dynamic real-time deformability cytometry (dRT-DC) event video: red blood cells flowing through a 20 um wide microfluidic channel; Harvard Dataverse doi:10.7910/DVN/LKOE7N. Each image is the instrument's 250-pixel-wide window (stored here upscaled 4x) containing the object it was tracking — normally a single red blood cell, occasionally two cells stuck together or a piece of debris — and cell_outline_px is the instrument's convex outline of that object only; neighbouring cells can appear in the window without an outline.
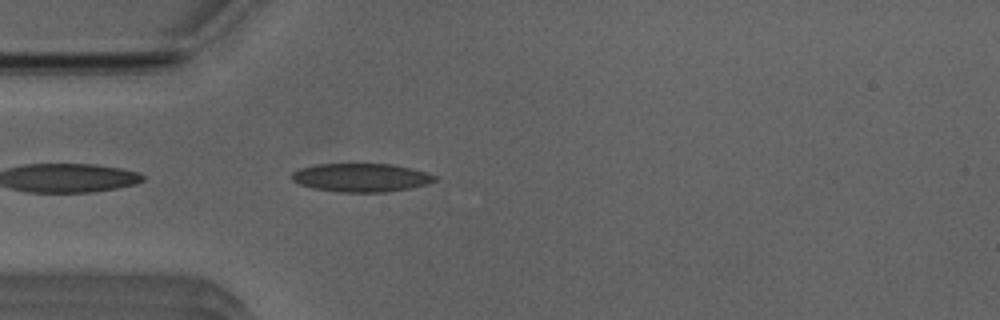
{"species": "Egyptian fruit bat (a non-hibernating species)", "species_latin": "Rousettus aegyptiacus", "temperature_condition": "room temperature", "stored_images_in_passage": 39, "camera_frame_rate_fps": 3000, "um_per_image_px": 0.085, "animal": {"sex": "male"}, "frame": {"image": 1, "passage_image": 2, "time_ms": 0.333, "image_size_px": [1000, 320], "cell_outline_px": [[436, 180], [428, 184], [388, 192], [336, 192], [312, 188], [300, 184], [292, 180], [292, 172], [300, 168], [316, 164], [392, 164], [424, 172], [436, 176]], "centroid_in_image_um": [30.66, 15.1], "position_along_channel_um": 54.3, "area_um2": 23.58}}
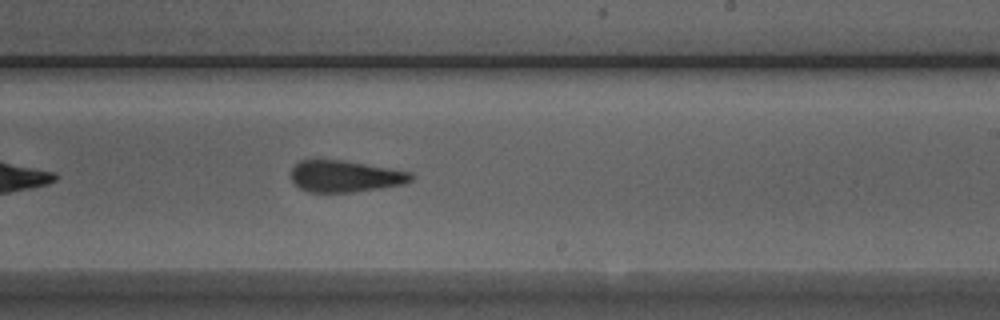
{"frame": {"image": 2, "passage_image": 18, "time_ms": 5.667, "image_size_px": [1000, 320], "cell_outline_px": [[412, 180], [404, 184], [380, 188], [352, 192], [308, 192], [300, 188], [292, 180], [292, 168], [300, 160], [340, 160], [364, 164], [408, 172], [412, 176]], "centroid_in_image_um": [29.3, 14.99], "position_along_channel_um": 259.7, "area_um2": 21.62}}
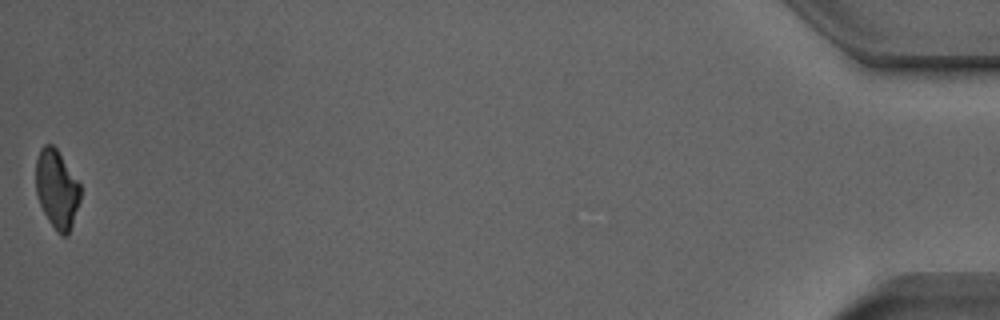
{"frame": {"image": 3, "passage_image": 39, "time_ms": 12.667, "image_size_px": [1000, 320], "cell_outline_px": [[80, 200], [68, 236], [60, 236], [56, 232], [48, 220], [40, 204], [36, 192], [36, 160], [40, 148], [44, 144], [52, 144], [56, 148], [80, 184]], "centroid_in_image_um": [4.82, 16.09], "position_along_channel_um": 430.4, "area_um2": 20.35}, "authors_computed_cell_mechanics": {"area_um2": 23.0044, "velocity_mm_per_s": 3.9366, "shape_relaxation_time_tau1_ms": 8.7249, "shape_relaxation_time_tau2_ms": 2.6072, "deformation_change_tau1": 0.1961, "deformation_change_tau2": 0.1111}}